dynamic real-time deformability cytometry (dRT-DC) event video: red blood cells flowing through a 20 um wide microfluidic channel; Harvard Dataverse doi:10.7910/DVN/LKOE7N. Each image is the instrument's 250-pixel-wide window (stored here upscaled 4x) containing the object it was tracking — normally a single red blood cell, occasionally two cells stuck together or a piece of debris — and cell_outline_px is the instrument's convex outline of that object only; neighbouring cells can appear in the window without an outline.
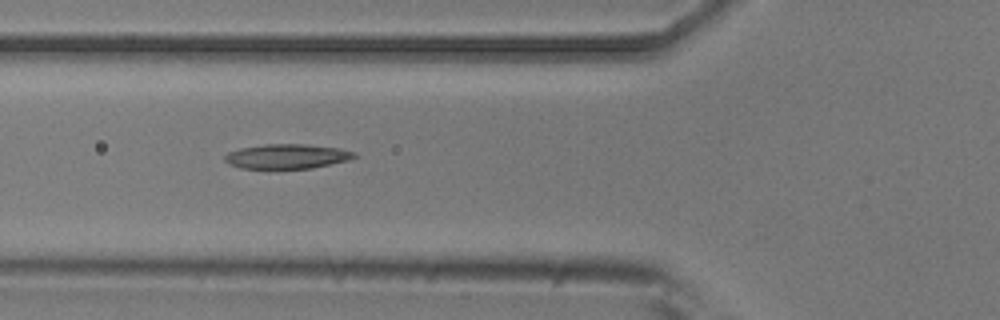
{"species": "common noctule bat (a hibernating species)", "species_latin": "Nyctalus noctula", "temperature_condition": "room temperature", "stored_images_in_passage": 6, "camera_frame_rate_fps": 3000, "um_per_image_px": 0.085, "animal": {"sex": "male", "body_mass_g": 20.5, "forearm_length_mm": 52.5}, "frame": {"image": 1, "passage_image": 5, "time_ms": 5.333, "image_size_px": [1000, 320], "cell_outline_px": [[356, 156], [348, 160], [312, 168], [240, 168], [228, 164], [224, 160], [224, 156], [228, 152], [240, 148], [264, 144], [304, 144], [340, 148], [356, 152]], "centroid_in_image_um": [24.37, 13.28], "position_along_channel_um": 101.4, "area_um2": 18.55}}
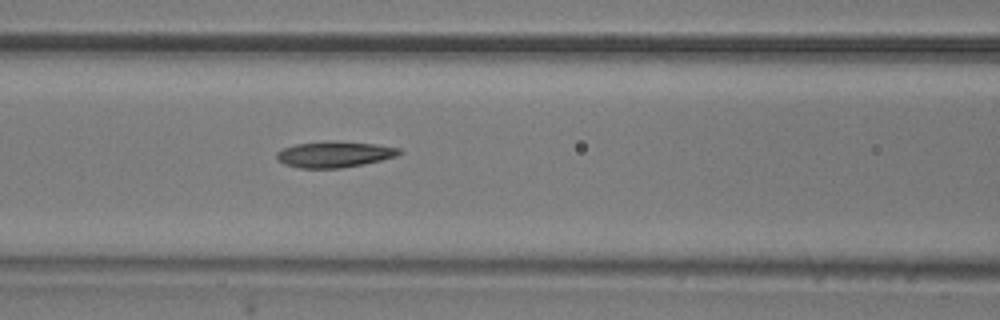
{"frame": {"image": 2, "passage_image": 6, "time_ms": 6.333, "image_size_px": [1000, 320], "cell_outline_px": [[404, 152], [396, 156], [364, 164], [340, 168], [300, 168], [284, 164], [276, 160], [276, 152], [284, 148], [296, 144], [336, 140], [376, 144], [400, 148]], "centroid_in_image_um": [28.43, 13.11], "position_along_channel_um": 138.2, "area_um2": 18.73}}